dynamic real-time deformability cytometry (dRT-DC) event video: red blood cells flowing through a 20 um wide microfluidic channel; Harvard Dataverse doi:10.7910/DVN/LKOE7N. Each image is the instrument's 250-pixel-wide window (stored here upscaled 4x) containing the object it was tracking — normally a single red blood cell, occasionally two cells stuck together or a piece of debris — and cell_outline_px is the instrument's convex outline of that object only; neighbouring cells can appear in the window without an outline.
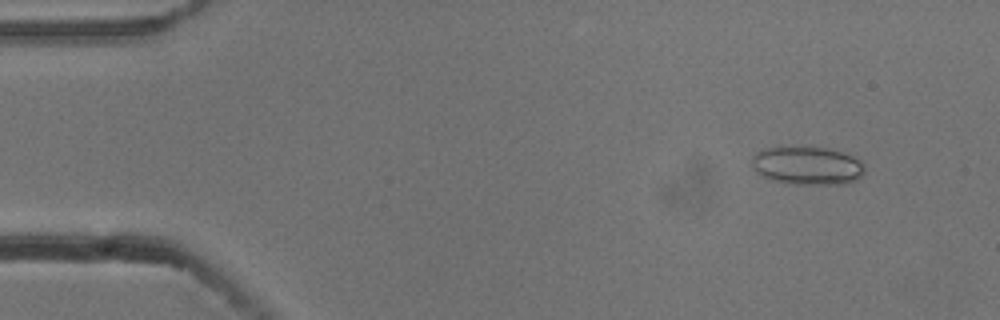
{"species": "common noctule bat (a hibernating species)", "species_latin": "Nyctalus noctula", "temperature_condition": "cold", "stored_images_in_passage": 52, "camera_frame_rate_fps": 3000, "um_per_image_px": 0.085, "animal": {"sex": "male", "body_mass_g": 13.3}, "frame": {"image": 1, "passage_image": 3, "time_ms": 0.667, "image_size_px": [1000, 320], "cell_outline_px": [[864, 172], [856, 180], [844, 184], [788, 184], [772, 180], [756, 172], [752, 164], [752, 156], [756, 152], [764, 148], [804, 144], [828, 148], [852, 156], [860, 160], [864, 164]], "centroid_in_image_um": [68.59, 14.04], "position_along_channel_um": 16.4, "area_um2": 25.84}}
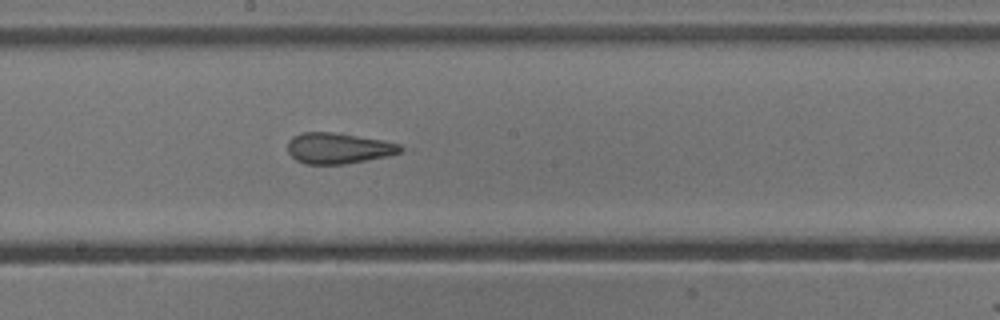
{"frame": {"image": 2, "passage_image": 27, "time_ms": 8.667, "image_size_px": [1000, 320], "cell_outline_px": [[404, 148], [400, 152], [388, 156], [368, 160], [344, 164], [308, 164], [296, 160], [288, 152], [288, 140], [292, 136], [304, 132], [332, 132], [384, 140], [400, 144]], "centroid_in_image_um": [28.76, 12.6], "position_along_channel_um": 219.4, "area_um2": 20.29}}
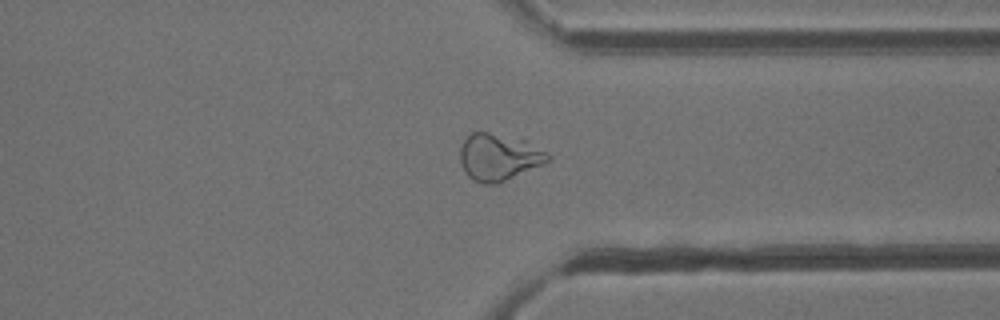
{"frame": {"image": 3, "passage_image": 39, "time_ms": 12.667, "image_size_px": [1000, 320], "cell_outline_px": [[552, 160], [544, 164], [496, 184], [484, 184], [472, 180], [464, 172], [460, 160], [460, 148], [464, 140], [472, 132], [488, 132], [524, 140], [548, 152], [552, 156]], "centroid_in_image_um": [42.41, 13.37], "position_along_channel_um": 369.0, "area_um2": 23.99}, "authors_computed_cell_mechanics": {"area_um2": 23.6691, "velocity_mm_per_s": 3.7789, "shape_relaxation_time_tau1_ms": null, "shape_relaxation_time_tau2_ms": 1.5968, "deformation_change_tau1": null, "deformation_change_tau2": 0.0854}}